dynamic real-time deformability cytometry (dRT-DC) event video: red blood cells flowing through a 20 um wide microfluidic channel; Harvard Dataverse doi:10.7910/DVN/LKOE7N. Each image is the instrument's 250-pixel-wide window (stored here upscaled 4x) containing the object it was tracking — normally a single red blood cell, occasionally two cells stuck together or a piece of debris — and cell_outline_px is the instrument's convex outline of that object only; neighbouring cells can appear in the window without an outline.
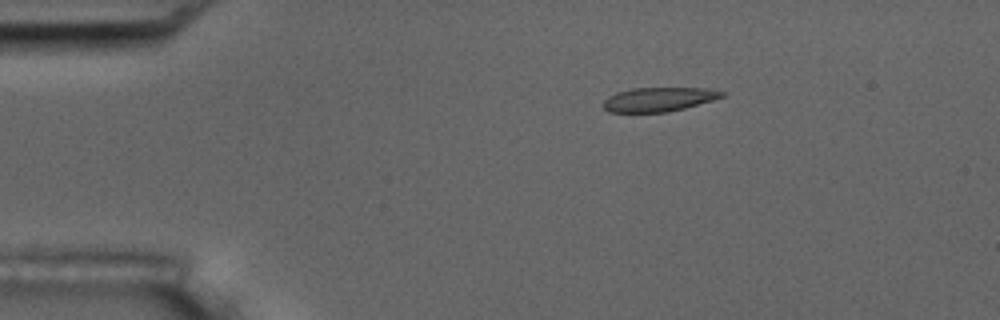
{"species": "common noctule bat (a hibernating species)", "species_latin": "Nyctalus noctula", "temperature_condition": "room temperature", "stored_images_in_passage": 3, "camera_frame_rate_fps": 3000, "um_per_image_px": 0.085, "animal": {"sex": "male", "body_mass_g": 17.5, "forearm_length_mm": 52.3}, "frame": {"image": 1, "passage_image": 1, "time_ms": 0.0, "image_size_px": [1000, 320], "cell_outline_px": [[728, 96], [684, 108], [668, 112], [608, 112], [604, 108], [604, 100], [608, 96], [616, 92], [632, 88], [712, 88], [728, 92]], "centroid_in_image_um": [56.07, 8.43], "position_along_channel_um": 28.9, "area_um2": 16.94}}
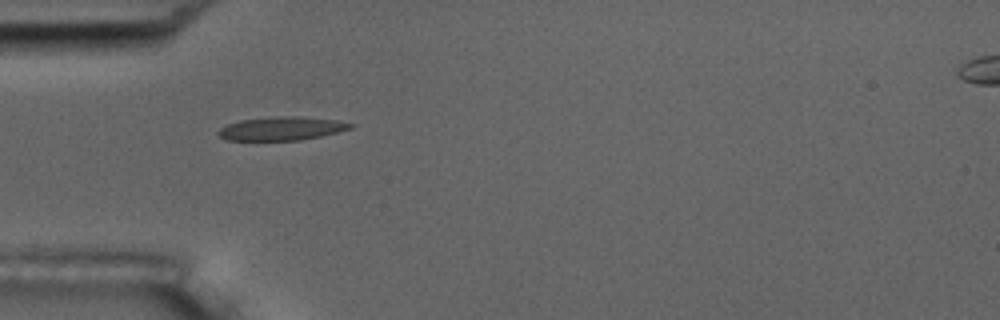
{"frame": {"image": 2, "passage_image": 3, "time_ms": 2.333, "image_size_px": [1000, 320], "cell_outline_px": [[356, 124], [352, 128], [320, 136], [300, 140], [228, 140], [220, 136], [216, 132], [220, 128], [228, 124], [240, 120], [276, 116], [300, 116], [336, 120]], "centroid_in_image_um": [23.94, 10.91], "position_along_channel_um": 61.1, "area_um2": 18.03}}